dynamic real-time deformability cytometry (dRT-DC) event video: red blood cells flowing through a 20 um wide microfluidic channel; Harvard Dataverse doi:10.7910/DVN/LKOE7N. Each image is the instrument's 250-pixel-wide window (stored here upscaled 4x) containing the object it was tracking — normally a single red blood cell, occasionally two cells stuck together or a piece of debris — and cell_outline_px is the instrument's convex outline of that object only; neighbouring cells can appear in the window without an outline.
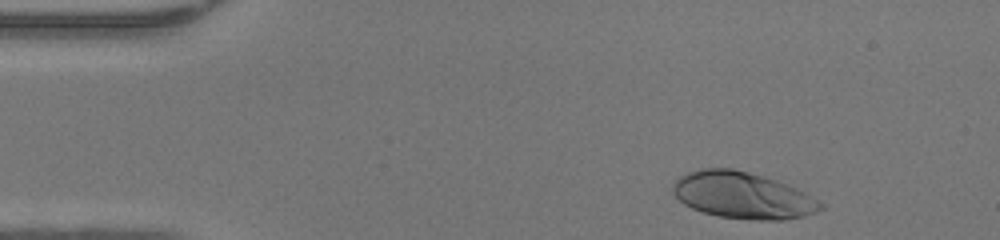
{"species": "human", "species_latin": "Homo sapiens", "temperature_condition": "warm", "stored_images_in_passage": 35, "camera_frame_rate_fps": 3000, "um_per_image_px": 0.085, "donor": {"sex": "female"}, "frame": {"image": 1, "passage_image": 2, "time_ms": 0.333, "image_size_px": [1000, 240], "cell_outline_px": [[824, 208], [816, 212], [804, 216], [784, 220], [752, 220], [720, 216], [704, 212], [692, 208], [684, 204], [672, 192], [672, 184], [680, 176], [688, 172], [700, 168], [732, 168], [764, 176], [776, 180], [796, 188], [804, 192], [824, 204]], "centroid_in_image_um": [63.12, 16.6], "position_along_channel_um": 21.9, "area_um2": 40.06}}
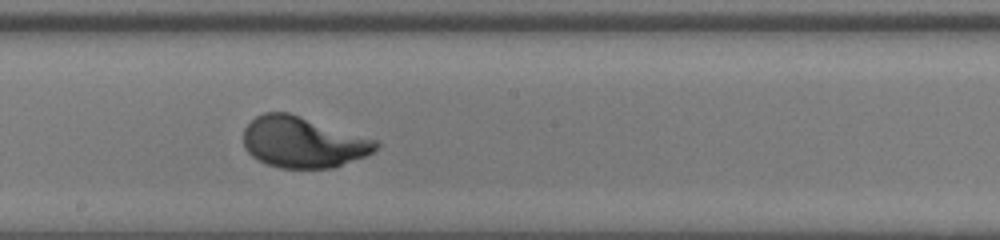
{"frame": {"image": 2, "passage_image": 22, "time_ms": 7.0, "image_size_px": [1000, 240], "cell_outline_px": [[380, 148], [364, 156], [332, 168], [280, 168], [268, 164], [252, 156], [244, 148], [244, 128], [256, 116], [264, 112], [288, 112], [376, 140], [380, 144]], "centroid_in_image_um": [25.74, 12.09], "position_along_channel_um": 222.5, "area_um2": 39.02}}
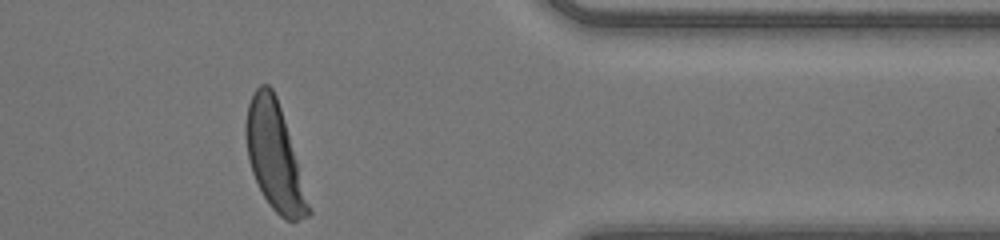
{"frame": {"image": 3, "passage_image": 35, "time_ms": 11.333, "image_size_px": [1000, 240], "cell_outline_px": [[312, 212], [308, 216], [296, 220], [284, 220], [268, 204], [252, 172], [248, 160], [244, 132], [244, 124], [248, 104], [256, 88], [260, 84], [268, 84], [272, 88], [276, 96], [280, 108]], "centroid_in_image_um": [23.29, 13.29], "position_along_channel_um": 388.1, "area_um2": 38.15}, "authors_computed_cell_mechanics": {"area_um2": 38.8416, "velocity_mm_per_s": 4.2934, "shape_relaxation_time_tau1_ms": 2.3427, "shape_relaxation_time_tau2_ms": null, "deformation_change_tau1": 0.1818, "deformation_change_tau2": null}}